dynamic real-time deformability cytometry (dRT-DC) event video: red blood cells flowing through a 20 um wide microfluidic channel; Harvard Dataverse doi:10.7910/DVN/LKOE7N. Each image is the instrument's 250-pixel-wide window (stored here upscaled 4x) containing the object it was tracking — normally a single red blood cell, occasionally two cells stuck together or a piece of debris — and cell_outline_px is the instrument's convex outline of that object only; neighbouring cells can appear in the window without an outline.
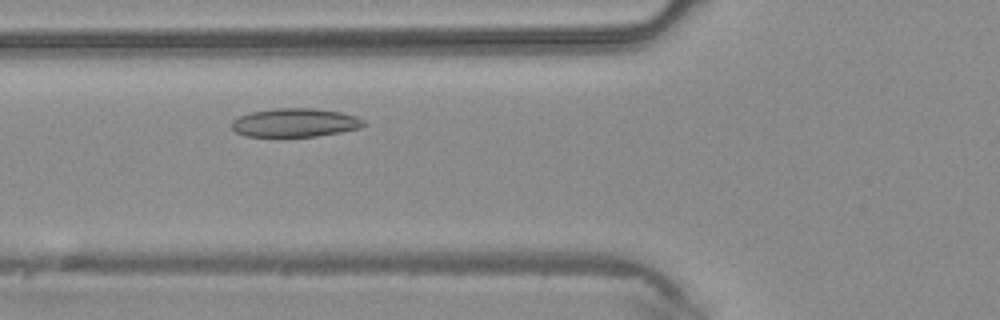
{"species": "common noctule bat (a hibernating species)", "species_latin": "Nyctalus noctula", "temperature_condition": "warm", "stored_images_in_passage": 39, "camera_frame_rate_fps": 3000, "um_per_image_px": 0.085, "animal": {"sex": "male", "body_mass_g": 20.4}, "frame": {"image": 1, "passage_image": 10, "time_ms": 3.0, "image_size_px": [1000, 320], "cell_outline_px": [[368, 124], [360, 128], [340, 132], [316, 136], [248, 136], [236, 132], [232, 128], [232, 120], [240, 116], [252, 112], [272, 108], [312, 108], [340, 112], [356, 116], [364, 120]], "centroid_in_image_um": [25.11, 10.42], "position_along_channel_um": 100.7, "area_um2": 21.91}}
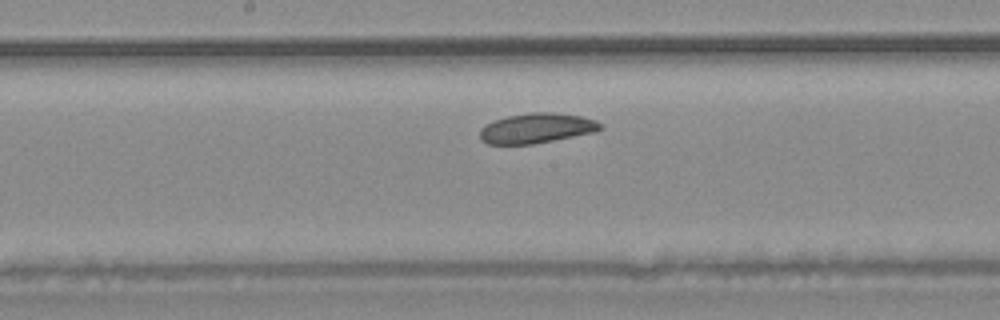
{"frame": {"image": 2, "passage_image": 17, "time_ms": 5.333, "image_size_px": [1000, 320], "cell_outline_px": [[604, 128], [596, 132], [532, 144], [488, 144], [480, 140], [480, 128], [484, 124], [508, 116], [532, 112], [552, 112], [580, 116], [596, 120], [604, 124]], "centroid_in_image_um": [45.63, 10.9], "position_along_channel_um": 202.6, "area_um2": 21.15}}
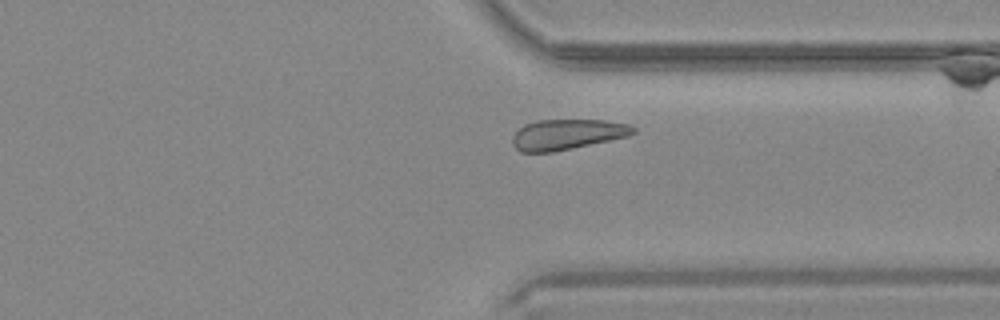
{"frame": {"image": 3, "passage_image": 28, "time_ms": 9.0, "image_size_px": [1000, 320], "cell_outline_px": [[636, 132], [628, 136], [572, 148], [552, 152], [520, 152], [512, 144], [512, 136], [524, 124], [540, 120], [604, 120], [628, 124], [636, 128]], "centroid_in_image_um": [48.2, 11.42], "position_along_channel_um": 363.2, "area_um2": 21.27}}